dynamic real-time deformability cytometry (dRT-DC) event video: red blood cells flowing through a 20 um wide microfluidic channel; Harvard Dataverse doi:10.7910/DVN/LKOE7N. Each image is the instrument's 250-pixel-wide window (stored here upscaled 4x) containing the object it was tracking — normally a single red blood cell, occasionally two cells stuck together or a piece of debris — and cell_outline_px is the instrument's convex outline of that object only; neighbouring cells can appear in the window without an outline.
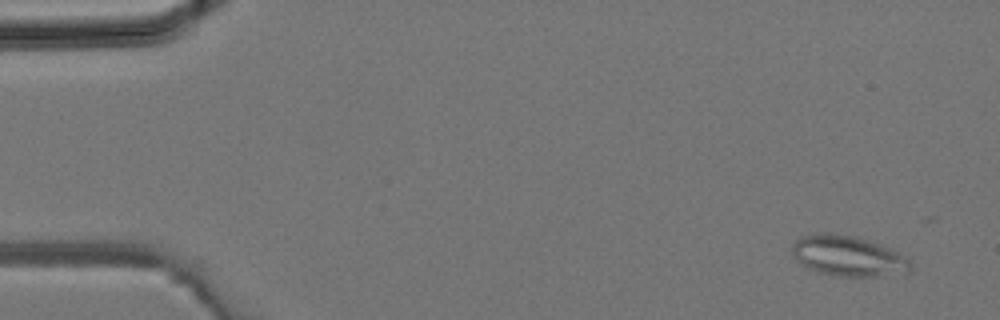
{"species": "common noctule bat (a hibernating species)", "species_latin": "Nyctalus noctula", "temperature_condition": "room temperature", "stored_images_in_passage": 4, "camera_frame_rate_fps": 3000, "um_per_image_px": 0.085, "animal": {"sex": "male", "body_mass_g": 19.2, "forearm_length_mm": 51.8}, "frame": {"image": 1, "passage_image": 4, "time_ms": 1.0, "image_size_px": [1000, 320], "cell_outline_px": [[908, 272], [876, 276], [840, 276], [820, 272], [808, 268], [792, 256], [792, 244], [800, 236], [816, 232], [828, 232], [856, 236], [892, 248], [908, 256]], "centroid_in_image_um": [72.05, 21.72], "position_along_channel_um": 12.9, "area_um2": 27.98}}